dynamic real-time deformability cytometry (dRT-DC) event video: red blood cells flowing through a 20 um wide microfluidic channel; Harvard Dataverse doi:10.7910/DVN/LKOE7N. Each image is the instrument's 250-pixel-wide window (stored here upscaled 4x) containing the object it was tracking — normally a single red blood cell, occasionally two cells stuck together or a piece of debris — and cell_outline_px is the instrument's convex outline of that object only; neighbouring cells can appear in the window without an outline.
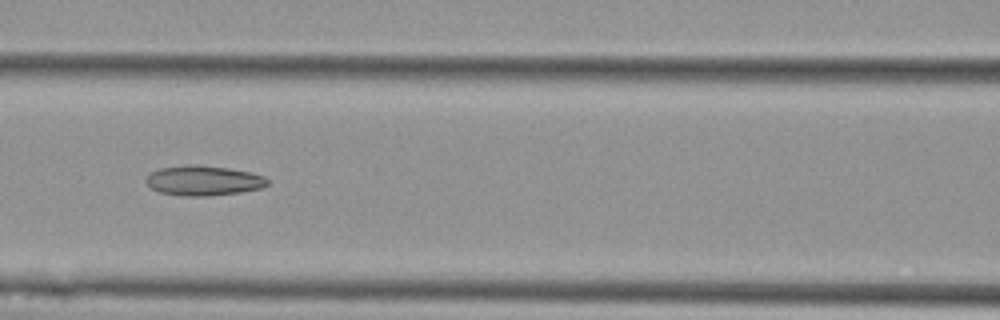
{"species": "Egyptian fruit bat (a non-hibernating species)", "species_latin": "Rousettus aegyptiacus", "temperature_condition": "cold", "stored_images_in_passage": 7, "camera_frame_rate_fps": 3000, "um_per_image_px": 0.085, "animal": {"sex": "female"}, "frame": {"image": 1, "passage_image": 4, "time_ms": 3.667, "image_size_px": [1000, 320], "cell_outline_px": [[268, 184], [264, 188], [240, 192], [208, 196], [184, 196], [160, 192], [152, 188], [144, 180], [152, 172], [160, 168], [184, 164], [196, 164], [228, 168], [252, 172], [264, 176], [268, 180]], "centroid_in_image_um": [17.32, 15.34], "position_along_channel_um": 149.3, "area_um2": 21.33}}
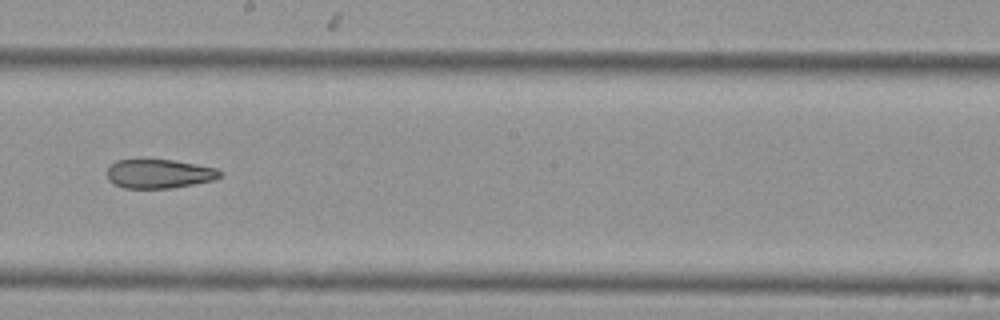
{"frame": {"image": 2, "passage_image": 6, "time_ms": 6.0, "image_size_px": [1000, 320], "cell_outline_px": [[224, 176], [216, 180], [172, 188], [124, 188], [112, 184], [108, 180], [108, 168], [116, 160], [172, 160], [196, 164], [216, 168], [224, 172]], "centroid_in_image_um": [13.58, 14.78], "position_along_channel_um": 234.6, "area_um2": 19.25}}
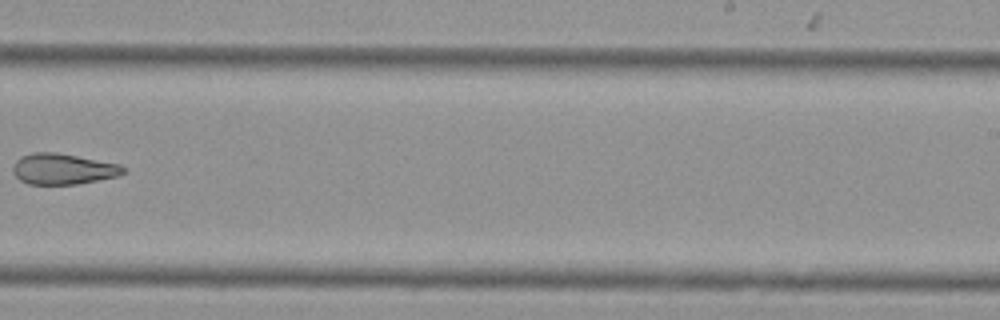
{"frame": {"image": 3, "passage_image": 7, "time_ms": 7.333, "image_size_px": [1000, 320], "cell_outline_px": [[128, 168], [124, 172], [116, 176], [76, 184], [28, 184], [20, 180], [12, 172], [12, 164], [20, 156], [32, 152], [56, 152], [120, 164]], "centroid_in_image_um": [5.31, 14.35], "position_along_channel_um": 283.7, "area_um2": 19.88}}